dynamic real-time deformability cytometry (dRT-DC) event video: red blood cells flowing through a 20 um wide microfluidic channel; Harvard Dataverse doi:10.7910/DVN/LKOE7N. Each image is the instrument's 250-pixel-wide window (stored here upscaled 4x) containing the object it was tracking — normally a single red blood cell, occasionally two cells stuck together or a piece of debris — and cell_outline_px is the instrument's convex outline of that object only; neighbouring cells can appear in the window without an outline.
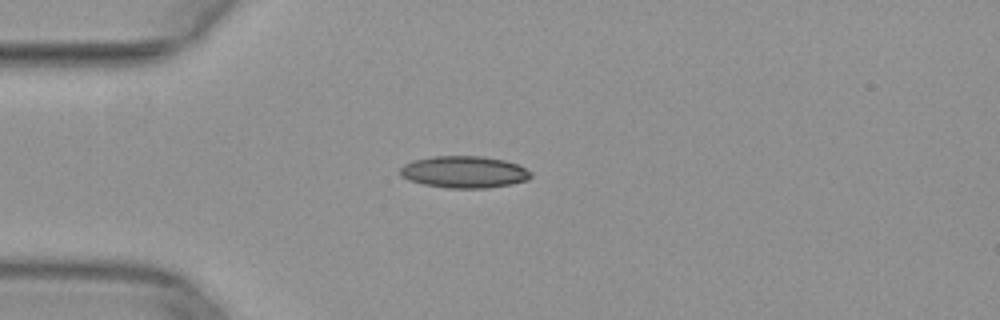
{"species": "common noctule bat (a hibernating species)", "species_latin": "Nyctalus noctula", "temperature_condition": "warm", "stored_images_in_passage": 35, "camera_frame_rate_fps": 3000, "um_per_image_px": 0.085, "animal": {"sex": "female", "body_mass_g": 29.2, "forearm_length_mm": 56.3}, "frame": {"image": 1, "passage_image": 2, "time_ms": 0.333, "image_size_px": [1000, 320], "cell_outline_px": [[532, 176], [528, 180], [512, 184], [488, 188], [448, 188], [424, 184], [408, 180], [400, 176], [400, 168], [404, 164], [416, 160], [432, 156], [484, 156], [504, 160], [516, 164], [532, 172]], "centroid_in_image_um": [39.46, 14.62], "position_along_channel_um": 45.5, "area_um2": 24.33}}
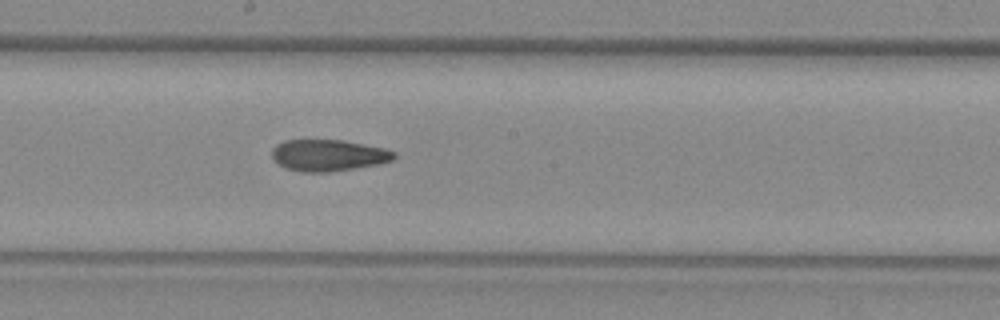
{"frame": {"image": 2, "passage_image": 16, "time_ms": 5.0, "image_size_px": [1000, 320], "cell_outline_px": [[396, 156], [392, 160], [376, 164], [328, 172], [304, 172], [284, 168], [272, 156], [272, 148], [276, 144], [284, 140], [344, 140], [384, 148], [396, 152]], "centroid_in_image_um": [27.89, 13.19], "position_along_channel_um": 220.3, "area_um2": 22.25}}
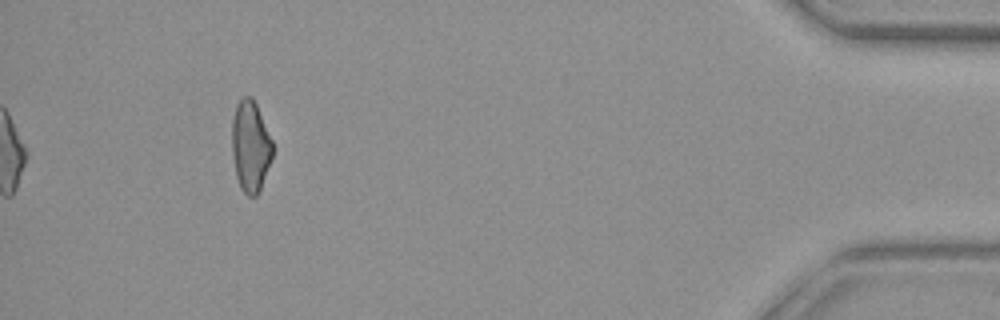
{"frame": {"image": 3, "passage_image": 35, "time_ms": 11.333, "image_size_px": [1000, 320], "cell_outline_px": [[272, 156], [260, 188], [256, 196], [248, 196], [240, 188], [236, 176], [232, 156], [232, 120], [236, 104], [244, 96], [252, 96], [256, 104], [272, 140]], "centroid_in_image_um": [21.26, 12.42], "position_along_channel_um": 413.9, "area_um2": 21.39}}